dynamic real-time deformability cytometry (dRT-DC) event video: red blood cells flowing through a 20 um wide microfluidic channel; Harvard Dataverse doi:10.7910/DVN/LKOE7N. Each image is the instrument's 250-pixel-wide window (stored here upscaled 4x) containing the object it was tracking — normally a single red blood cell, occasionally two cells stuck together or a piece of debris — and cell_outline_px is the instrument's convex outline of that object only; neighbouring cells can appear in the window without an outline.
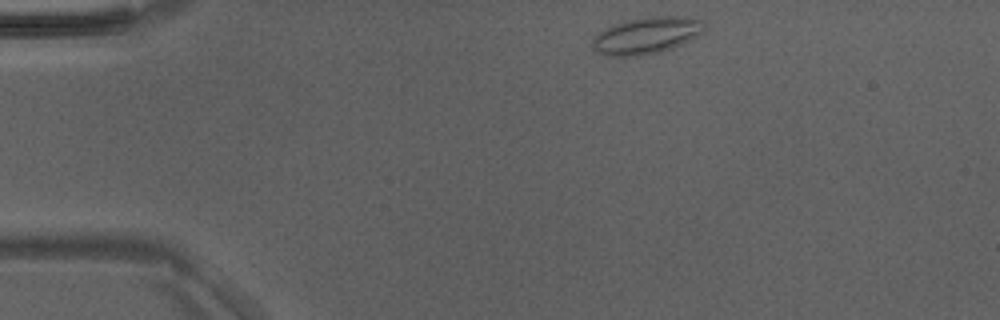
{"species": "Egyptian fruit bat (a non-hibernating species)", "species_latin": "Rousettus aegyptiacus", "temperature_condition": "room temperature", "stored_images_in_passage": 40, "camera_frame_rate_fps": 3000, "um_per_image_px": 0.085, "animal": {"sex": "male"}, "frame": {"image": 1, "passage_image": 1, "time_ms": 0.0, "image_size_px": [1000, 320], "cell_outline_px": [[704, 32], [672, 48], [660, 52], [640, 56], [604, 56], [596, 52], [592, 48], [592, 40], [604, 28], [616, 24], [632, 20], [652, 16], [684, 16], [704, 20]], "centroid_in_image_um": [54.95, 3.03], "position_along_channel_um": 30.0, "area_um2": 23.87}}
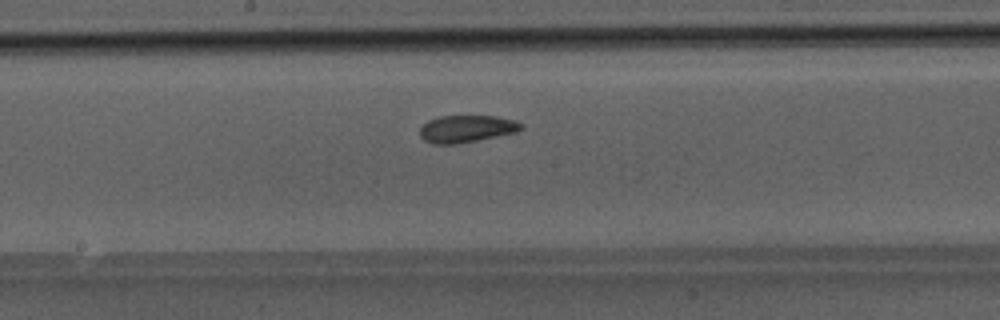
{"frame": {"image": 2, "passage_image": 18, "time_ms": 5.667, "image_size_px": [1000, 320], "cell_outline_px": [[524, 128], [516, 132], [456, 144], [432, 144], [424, 140], [420, 136], [420, 128], [428, 120], [440, 116], [492, 116], [516, 120], [524, 124]], "centroid_in_image_um": [39.66, 10.94], "position_along_channel_um": 208.5, "area_um2": 16.01}}
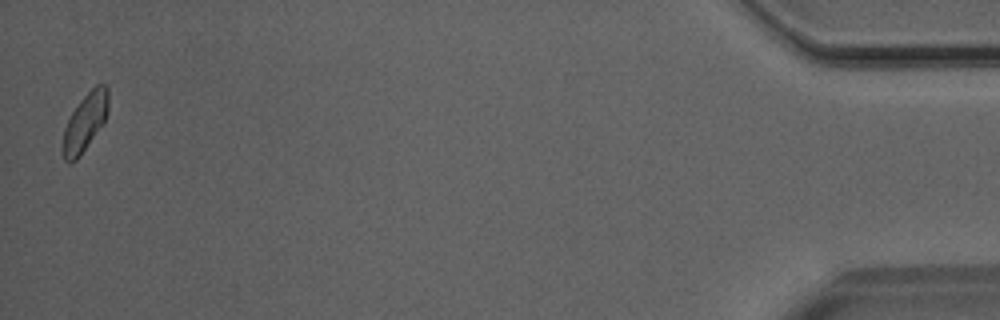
{"frame": {"image": 3, "passage_image": 40, "time_ms": 13.0, "image_size_px": [1000, 320], "cell_outline_px": [[108, 112], [104, 124], [80, 156], [76, 160], [68, 164], [64, 160], [64, 128], [72, 112], [80, 100], [96, 84], [104, 84], [108, 88]], "centroid_in_image_um": [7.26, 10.38], "position_along_channel_um": 427.9, "area_um2": 15.26}}